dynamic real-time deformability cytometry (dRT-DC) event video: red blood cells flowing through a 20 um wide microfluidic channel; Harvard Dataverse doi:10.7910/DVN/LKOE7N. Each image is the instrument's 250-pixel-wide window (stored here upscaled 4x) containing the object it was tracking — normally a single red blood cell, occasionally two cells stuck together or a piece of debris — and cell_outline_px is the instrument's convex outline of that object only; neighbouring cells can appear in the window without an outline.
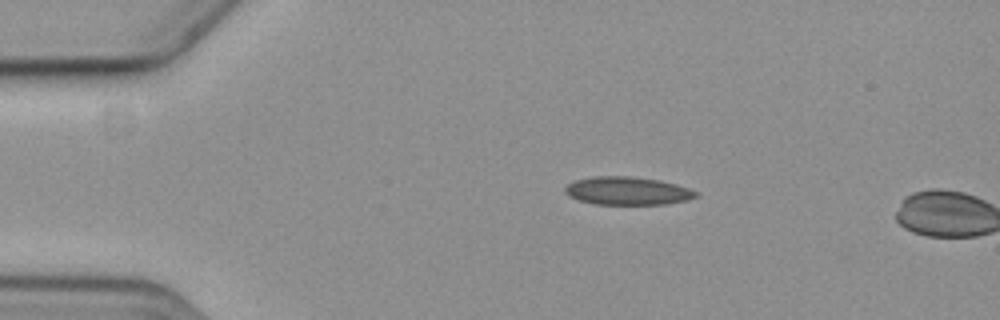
{"species": "common noctule bat (a hibernating species)", "species_latin": "Nyctalus noctula", "temperature_condition": "cold", "stored_images_in_passage": 3, "camera_frame_rate_fps": 3000, "um_per_image_px": 0.085, "animal": {"sex": "female", "body_mass_g": 19.3, "forearm_length_mm": 54.1}, "frame": {"image": 1, "passage_image": 2, "time_ms": 1.333, "image_size_px": [1000, 320], "cell_outline_px": [[696, 196], [684, 200], [664, 204], [596, 204], [580, 200], [568, 196], [564, 192], [564, 188], [568, 184], [576, 180], [592, 176], [632, 176], [660, 180], [676, 184], [688, 188], [696, 192]], "centroid_in_image_um": [53.28, 16.21], "position_along_channel_um": 31.7, "area_um2": 21.21}}